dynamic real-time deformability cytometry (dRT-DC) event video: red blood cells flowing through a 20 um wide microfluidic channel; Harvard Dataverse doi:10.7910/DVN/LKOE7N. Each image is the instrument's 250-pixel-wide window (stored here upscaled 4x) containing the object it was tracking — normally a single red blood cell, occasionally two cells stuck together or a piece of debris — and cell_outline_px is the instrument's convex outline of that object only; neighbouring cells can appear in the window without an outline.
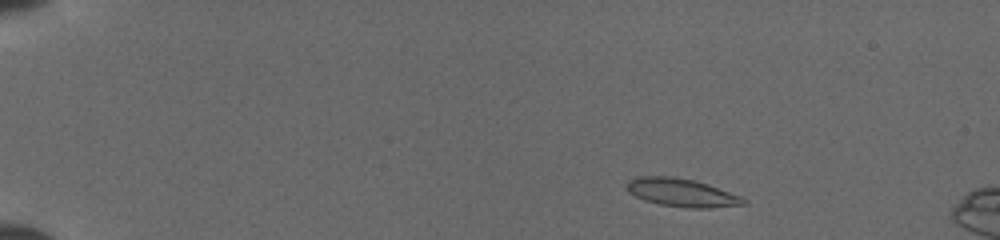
{"species": "common noctule bat (a hibernating species)", "species_latin": "Nyctalus noctula", "temperature_condition": "cold", "stored_images_in_passage": 43, "camera_frame_rate_fps": 3000, "um_per_image_px": 0.085, "animal": {"sex": "female", "body_mass_g": 19.5, "forearm_length_mm": 54.1}, "frame": {"image": 1, "passage_image": 1, "time_ms": 0.0, "image_size_px": [1000, 240], "cell_outline_px": [[748, 204], [708, 208], [692, 208], [660, 204], [644, 200], [628, 192], [628, 180], [640, 176], [672, 176], [692, 180], [708, 184], [740, 196], [748, 200]], "centroid_in_image_um": [57.97, 16.37], "position_along_channel_um": 27.0, "area_um2": 18.96}}
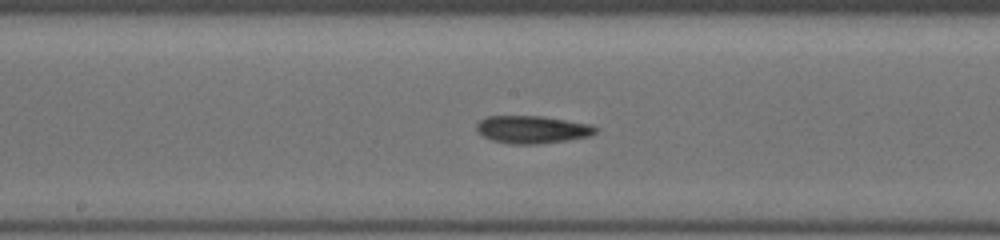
{"frame": {"image": 2, "passage_image": 21, "time_ms": 6.667, "image_size_px": [1000, 240], "cell_outline_px": [[596, 132], [592, 136], [568, 140], [540, 144], [512, 144], [492, 140], [484, 136], [476, 128], [476, 124], [480, 120], [488, 116], [544, 116], [592, 124], [596, 128]], "centroid_in_image_um": [45.28, 11.0], "position_along_channel_um": 202.9, "area_um2": 19.25}}
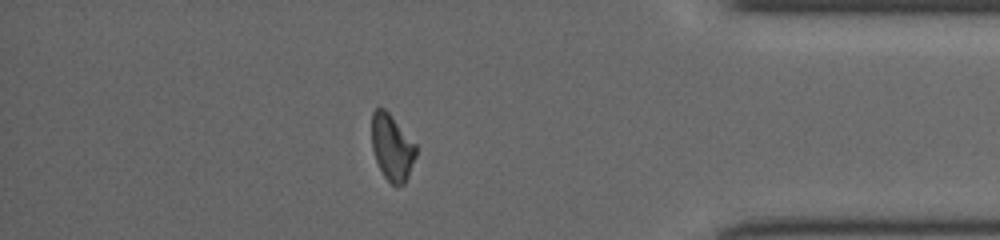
{"frame": {"image": 3, "passage_image": 37, "time_ms": 12.0, "image_size_px": [1000, 240], "cell_outline_px": [[416, 156], [408, 176], [404, 184], [396, 188], [384, 176], [376, 160], [372, 148], [372, 112], [376, 108], [384, 108], [388, 112], [416, 144]], "centroid_in_image_um": [33.32, 12.55], "position_along_channel_um": 401.9, "area_um2": 16.99}}